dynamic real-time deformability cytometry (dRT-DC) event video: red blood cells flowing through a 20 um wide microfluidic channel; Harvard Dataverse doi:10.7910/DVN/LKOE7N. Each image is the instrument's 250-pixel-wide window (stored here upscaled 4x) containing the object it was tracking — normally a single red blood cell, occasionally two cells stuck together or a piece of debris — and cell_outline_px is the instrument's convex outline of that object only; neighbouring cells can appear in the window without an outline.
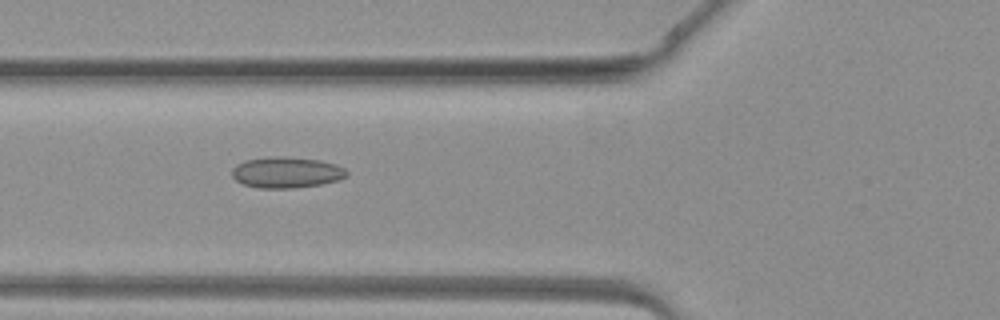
{"species": "common noctule bat (a hibernating species)", "species_latin": "Nyctalus noctula", "temperature_condition": "warm", "stored_images_in_passage": 35, "camera_frame_rate_fps": 3000, "um_per_image_px": 0.085, "animal": {"sex": "female", "body_mass_g": 19.3, "forearm_length_mm": 54.1}, "frame": {"image": 1, "passage_image": 10, "time_ms": 3.0, "image_size_px": [1000, 320], "cell_outline_px": [[348, 176], [336, 180], [320, 184], [292, 188], [256, 188], [244, 184], [236, 180], [232, 176], [232, 168], [236, 164], [244, 160], [268, 156], [284, 156], [320, 160], [336, 164], [344, 168], [348, 172]], "centroid_in_image_um": [24.32, 14.64], "position_along_channel_um": 101.5, "area_um2": 20.87}}
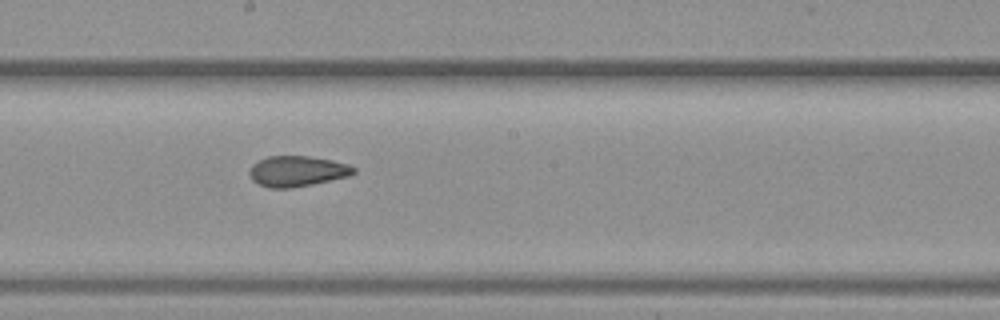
{"frame": {"image": 2, "passage_image": 17, "time_ms": 5.333, "image_size_px": [1000, 320], "cell_outline_px": [[356, 172], [348, 176], [312, 184], [292, 188], [268, 188], [252, 180], [248, 172], [252, 164], [268, 156], [308, 156], [332, 160], [348, 164], [356, 168]], "centroid_in_image_um": [25.25, 14.55], "position_along_channel_um": 223.0, "area_um2": 18.55}}
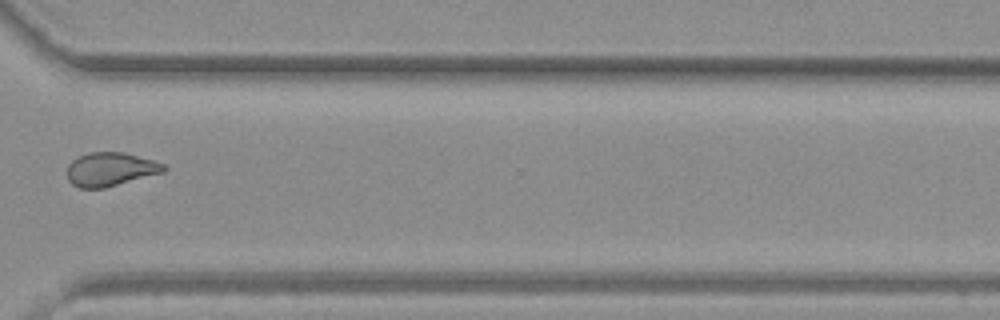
{"frame": {"image": 3, "passage_image": 25, "time_ms": 8.0, "image_size_px": [1000, 320], "cell_outline_px": [[168, 168], [164, 172], [104, 188], [80, 188], [72, 184], [68, 180], [68, 164], [72, 160], [88, 152], [124, 152], [152, 160], [164, 164]], "centroid_in_image_um": [9.38, 14.39], "position_along_channel_um": 361.2, "area_um2": 18.9}}